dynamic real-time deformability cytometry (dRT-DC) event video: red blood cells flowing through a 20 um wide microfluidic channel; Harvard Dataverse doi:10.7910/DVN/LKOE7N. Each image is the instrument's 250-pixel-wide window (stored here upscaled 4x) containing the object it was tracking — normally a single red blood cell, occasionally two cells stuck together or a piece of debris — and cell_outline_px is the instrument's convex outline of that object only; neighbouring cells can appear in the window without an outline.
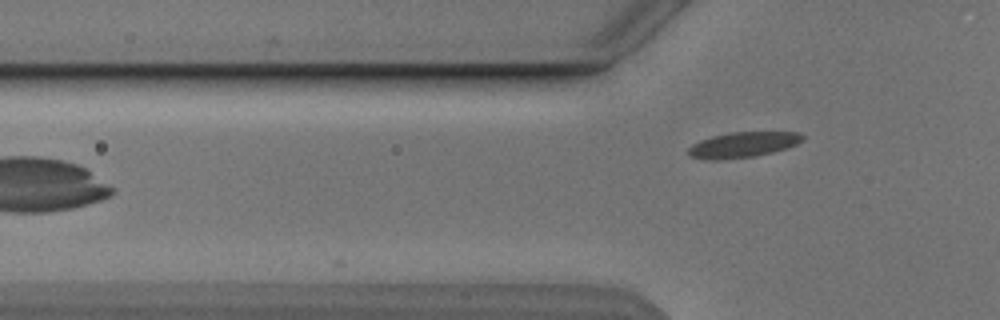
{"species": "Egyptian fruit bat (a non-hibernating species)", "species_latin": "Rousettus aegyptiacus", "temperature_condition": "cold", "stored_images_in_passage": 6, "camera_frame_rate_fps": 3000, "um_per_image_px": 0.085, "animal": {"sex": "male"}, "frame": {"image": 1, "passage_image": 6, "time_ms": 6.667, "image_size_px": [1000, 320], "cell_outline_px": [[804, 140], [796, 144], [772, 152], [752, 156], [716, 160], [692, 156], [688, 152], [688, 148], [692, 144], [700, 140], [712, 136], [732, 132], [800, 132], [804, 136]], "centroid_in_image_um": [63.17, 12.28], "position_along_channel_um": 62.6, "area_um2": 16.59}}